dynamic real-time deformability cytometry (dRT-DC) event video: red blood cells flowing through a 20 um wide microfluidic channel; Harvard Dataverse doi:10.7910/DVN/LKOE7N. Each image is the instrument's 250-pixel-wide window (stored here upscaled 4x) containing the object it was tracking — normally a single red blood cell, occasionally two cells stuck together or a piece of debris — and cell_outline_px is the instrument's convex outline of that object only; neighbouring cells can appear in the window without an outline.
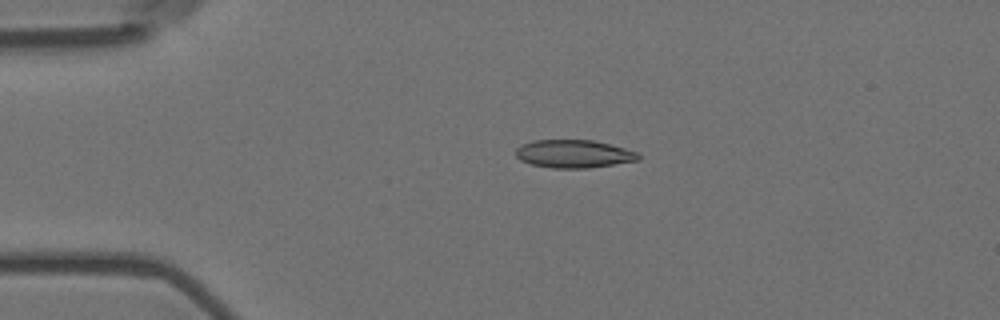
{"species": "Egyptian fruit bat (a non-hibernating species)", "species_latin": "Rousettus aegyptiacus", "temperature_condition": "room temperature", "stored_images_in_passage": 3, "camera_frame_rate_fps": 3000, "um_per_image_px": 0.085, "animal": {"sex": "female"}, "frame": {"image": 1, "passage_image": 1, "time_ms": 0.0, "image_size_px": [1000, 320], "cell_outline_px": [[640, 160], [588, 168], [552, 168], [532, 164], [520, 160], [516, 156], [516, 148], [520, 144], [532, 140], [592, 140], [640, 152]], "centroid_in_image_um": [48.76, 13.07], "position_along_channel_um": 36.2, "area_um2": 20.06}}